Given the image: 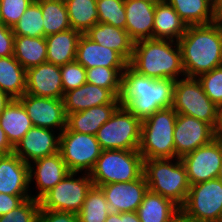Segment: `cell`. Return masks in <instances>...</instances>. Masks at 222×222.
I'll use <instances>...</instances> for the list:
<instances>
[{"mask_svg":"<svg viewBox=\"0 0 222 222\" xmlns=\"http://www.w3.org/2000/svg\"><path fill=\"white\" fill-rule=\"evenodd\" d=\"M175 80L153 79L130 66L122 73L120 105L141 121L160 109L172 107Z\"/></svg>","mask_w":222,"mask_h":222,"instance_id":"cell-1","label":"cell"},{"mask_svg":"<svg viewBox=\"0 0 222 222\" xmlns=\"http://www.w3.org/2000/svg\"><path fill=\"white\" fill-rule=\"evenodd\" d=\"M178 44L185 77L197 78L222 66V22L188 26Z\"/></svg>","mask_w":222,"mask_h":222,"instance_id":"cell-2","label":"cell"},{"mask_svg":"<svg viewBox=\"0 0 222 222\" xmlns=\"http://www.w3.org/2000/svg\"><path fill=\"white\" fill-rule=\"evenodd\" d=\"M129 66L138 74L153 79L176 81L180 75L185 77L179 44L168 39L152 38L135 42Z\"/></svg>","mask_w":222,"mask_h":222,"instance_id":"cell-3","label":"cell"},{"mask_svg":"<svg viewBox=\"0 0 222 222\" xmlns=\"http://www.w3.org/2000/svg\"><path fill=\"white\" fill-rule=\"evenodd\" d=\"M143 175L150 191L171 200L179 208L183 206L191 185L180 158L144 160Z\"/></svg>","mask_w":222,"mask_h":222,"instance_id":"cell-4","label":"cell"},{"mask_svg":"<svg viewBox=\"0 0 222 222\" xmlns=\"http://www.w3.org/2000/svg\"><path fill=\"white\" fill-rule=\"evenodd\" d=\"M177 113L172 107L160 109L141 124L138 151L144 158H175L173 132Z\"/></svg>","mask_w":222,"mask_h":222,"instance_id":"cell-5","label":"cell"},{"mask_svg":"<svg viewBox=\"0 0 222 222\" xmlns=\"http://www.w3.org/2000/svg\"><path fill=\"white\" fill-rule=\"evenodd\" d=\"M144 158L138 150H103L89 173L95 186L131 182L143 176Z\"/></svg>","mask_w":222,"mask_h":222,"instance_id":"cell-6","label":"cell"},{"mask_svg":"<svg viewBox=\"0 0 222 222\" xmlns=\"http://www.w3.org/2000/svg\"><path fill=\"white\" fill-rule=\"evenodd\" d=\"M172 108L177 114L197 118L217 128L219 107L205 94L197 78L183 77L175 81Z\"/></svg>","mask_w":222,"mask_h":222,"instance_id":"cell-7","label":"cell"},{"mask_svg":"<svg viewBox=\"0 0 222 222\" xmlns=\"http://www.w3.org/2000/svg\"><path fill=\"white\" fill-rule=\"evenodd\" d=\"M141 124L139 118L120 105L95 136L103 150H138Z\"/></svg>","mask_w":222,"mask_h":222,"instance_id":"cell-8","label":"cell"},{"mask_svg":"<svg viewBox=\"0 0 222 222\" xmlns=\"http://www.w3.org/2000/svg\"><path fill=\"white\" fill-rule=\"evenodd\" d=\"M180 211L192 222H222V182L220 179L191 185Z\"/></svg>","mask_w":222,"mask_h":222,"instance_id":"cell-9","label":"cell"},{"mask_svg":"<svg viewBox=\"0 0 222 222\" xmlns=\"http://www.w3.org/2000/svg\"><path fill=\"white\" fill-rule=\"evenodd\" d=\"M82 175L77 177V172H69L39 200L40 209L78 214L88 191L94 185L89 173H82Z\"/></svg>","mask_w":222,"mask_h":222,"instance_id":"cell-10","label":"cell"},{"mask_svg":"<svg viewBox=\"0 0 222 222\" xmlns=\"http://www.w3.org/2000/svg\"><path fill=\"white\" fill-rule=\"evenodd\" d=\"M103 149L95 135L65 128L60 133L59 153L70 172L90 173Z\"/></svg>","mask_w":222,"mask_h":222,"instance_id":"cell-11","label":"cell"},{"mask_svg":"<svg viewBox=\"0 0 222 222\" xmlns=\"http://www.w3.org/2000/svg\"><path fill=\"white\" fill-rule=\"evenodd\" d=\"M180 159L185 166L190 185L216 179L222 164V141L215 138Z\"/></svg>","mask_w":222,"mask_h":222,"instance_id":"cell-12","label":"cell"},{"mask_svg":"<svg viewBox=\"0 0 222 222\" xmlns=\"http://www.w3.org/2000/svg\"><path fill=\"white\" fill-rule=\"evenodd\" d=\"M173 138L175 158H181L215 139L216 130L197 118L177 114Z\"/></svg>","mask_w":222,"mask_h":222,"instance_id":"cell-13","label":"cell"},{"mask_svg":"<svg viewBox=\"0 0 222 222\" xmlns=\"http://www.w3.org/2000/svg\"><path fill=\"white\" fill-rule=\"evenodd\" d=\"M25 108L32 125L42 128L56 129L61 133L66 128L67 115L65 114L63 99L38 97L23 94L18 99Z\"/></svg>","mask_w":222,"mask_h":222,"instance_id":"cell-14","label":"cell"},{"mask_svg":"<svg viewBox=\"0 0 222 222\" xmlns=\"http://www.w3.org/2000/svg\"><path fill=\"white\" fill-rule=\"evenodd\" d=\"M49 128L33 126L14 147V153L25 163L59 152L60 133Z\"/></svg>","mask_w":222,"mask_h":222,"instance_id":"cell-15","label":"cell"},{"mask_svg":"<svg viewBox=\"0 0 222 222\" xmlns=\"http://www.w3.org/2000/svg\"><path fill=\"white\" fill-rule=\"evenodd\" d=\"M111 212H136L141 205L148 185L143 175L131 182H117L99 186Z\"/></svg>","mask_w":222,"mask_h":222,"instance_id":"cell-16","label":"cell"},{"mask_svg":"<svg viewBox=\"0 0 222 222\" xmlns=\"http://www.w3.org/2000/svg\"><path fill=\"white\" fill-rule=\"evenodd\" d=\"M25 93L38 97L63 99L60 66L46 62L28 68Z\"/></svg>","mask_w":222,"mask_h":222,"instance_id":"cell-17","label":"cell"},{"mask_svg":"<svg viewBox=\"0 0 222 222\" xmlns=\"http://www.w3.org/2000/svg\"><path fill=\"white\" fill-rule=\"evenodd\" d=\"M31 163L29 164L30 184L35 179L38 189L37 195H31V198L36 200H40L70 172L59 152Z\"/></svg>","mask_w":222,"mask_h":222,"instance_id":"cell-18","label":"cell"},{"mask_svg":"<svg viewBox=\"0 0 222 222\" xmlns=\"http://www.w3.org/2000/svg\"><path fill=\"white\" fill-rule=\"evenodd\" d=\"M76 61L85 69L93 67L127 68L129 62L117 51L104 47L82 34L76 52Z\"/></svg>","mask_w":222,"mask_h":222,"instance_id":"cell-19","label":"cell"},{"mask_svg":"<svg viewBox=\"0 0 222 222\" xmlns=\"http://www.w3.org/2000/svg\"><path fill=\"white\" fill-rule=\"evenodd\" d=\"M29 187V164L14 152L5 154L0 160V193L31 195Z\"/></svg>","mask_w":222,"mask_h":222,"instance_id":"cell-20","label":"cell"},{"mask_svg":"<svg viewBox=\"0 0 222 222\" xmlns=\"http://www.w3.org/2000/svg\"><path fill=\"white\" fill-rule=\"evenodd\" d=\"M63 103L67 115L104 104H120V99L109 89L86 82L76 89L65 92Z\"/></svg>","mask_w":222,"mask_h":222,"instance_id":"cell-21","label":"cell"},{"mask_svg":"<svg viewBox=\"0 0 222 222\" xmlns=\"http://www.w3.org/2000/svg\"><path fill=\"white\" fill-rule=\"evenodd\" d=\"M126 31L134 41L153 38L155 5L143 0H124Z\"/></svg>","mask_w":222,"mask_h":222,"instance_id":"cell-22","label":"cell"},{"mask_svg":"<svg viewBox=\"0 0 222 222\" xmlns=\"http://www.w3.org/2000/svg\"><path fill=\"white\" fill-rule=\"evenodd\" d=\"M85 35L92 41L117 51L128 62L131 61L135 42L130 38L125 29L106 23H97Z\"/></svg>","mask_w":222,"mask_h":222,"instance_id":"cell-23","label":"cell"},{"mask_svg":"<svg viewBox=\"0 0 222 222\" xmlns=\"http://www.w3.org/2000/svg\"><path fill=\"white\" fill-rule=\"evenodd\" d=\"M119 106L120 104H104L67 114L66 128L78 133L96 135L99 128L111 118Z\"/></svg>","mask_w":222,"mask_h":222,"instance_id":"cell-24","label":"cell"},{"mask_svg":"<svg viewBox=\"0 0 222 222\" xmlns=\"http://www.w3.org/2000/svg\"><path fill=\"white\" fill-rule=\"evenodd\" d=\"M82 33L69 29L45 37L47 43V62L63 66L76 60V52Z\"/></svg>","mask_w":222,"mask_h":222,"instance_id":"cell-25","label":"cell"},{"mask_svg":"<svg viewBox=\"0 0 222 222\" xmlns=\"http://www.w3.org/2000/svg\"><path fill=\"white\" fill-rule=\"evenodd\" d=\"M0 127L13 147L33 127L25 108L18 99H12L0 114Z\"/></svg>","mask_w":222,"mask_h":222,"instance_id":"cell-26","label":"cell"},{"mask_svg":"<svg viewBox=\"0 0 222 222\" xmlns=\"http://www.w3.org/2000/svg\"><path fill=\"white\" fill-rule=\"evenodd\" d=\"M187 25L167 2L155 5L153 39L179 41Z\"/></svg>","mask_w":222,"mask_h":222,"instance_id":"cell-27","label":"cell"},{"mask_svg":"<svg viewBox=\"0 0 222 222\" xmlns=\"http://www.w3.org/2000/svg\"><path fill=\"white\" fill-rule=\"evenodd\" d=\"M187 26L210 24L215 21V0H166Z\"/></svg>","mask_w":222,"mask_h":222,"instance_id":"cell-28","label":"cell"},{"mask_svg":"<svg viewBox=\"0 0 222 222\" xmlns=\"http://www.w3.org/2000/svg\"><path fill=\"white\" fill-rule=\"evenodd\" d=\"M136 212L141 222H169L180 212V208L171 200L148 189Z\"/></svg>","mask_w":222,"mask_h":222,"instance_id":"cell-29","label":"cell"},{"mask_svg":"<svg viewBox=\"0 0 222 222\" xmlns=\"http://www.w3.org/2000/svg\"><path fill=\"white\" fill-rule=\"evenodd\" d=\"M0 90L12 99L26 91V69L14 56L0 57Z\"/></svg>","mask_w":222,"mask_h":222,"instance_id":"cell-30","label":"cell"},{"mask_svg":"<svg viewBox=\"0 0 222 222\" xmlns=\"http://www.w3.org/2000/svg\"><path fill=\"white\" fill-rule=\"evenodd\" d=\"M13 56L24 69L47 62L45 37L15 36Z\"/></svg>","mask_w":222,"mask_h":222,"instance_id":"cell-31","label":"cell"},{"mask_svg":"<svg viewBox=\"0 0 222 222\" xmlns=\"http://www.w3.org/2000/svg\"><path fill=\"white\" fill-rule=\"evenodd\" d=\"M43 15L44 37L71 29L64 0H36Z\"/></svg>","mask_w":222,"mask_h":222,"instance_id":"cell-32","label":"cell"},{"mask_svg":"<svg viewBox=\"0 0 222 222\" xmlns=\"http://www.w3.org/2000/svg\"><path fill=\"white\" fill-rule=\"evenodd\" d=\"M71 28L85 34L98 23L97 0H64Z\"/></svg>","mask_w":222,"mask_h":222,"instance_id":"cell-33","label":"cell"},{"mask_svg":"<svg viewBox=\"0 0 222 222\" xmlns=\"http://www.w3.org/2000/svg\"><path fill=\"white\" fill-rule=\"evenodd\" d=\"M110 212L109 204L102 189L93 185L77 215L79 222H105Z\"/></svg>","mask_w":222,"mask_h":222,"instance_id":"cell-34","label":"cell"},{"mask_svg":"<svg viewBox=\"0 0 222 222\" xmlns=\"http://www.w3.org/2000/svg\"><path fill=\"white\" fill-rule=\"evenodd\" d=\"M14 36L44 37L42 9L36 0L12 27Z\"/></svg>","mask_w":222,"mask_h":222,"instance_id":"cell-35","label":"cell"},{"mask_svg":"<svg viewBox=\"0 0 222 222\" xmlns=\"http://www.w3.org/2000/svg\"><path fill=\"white\" fill-rule=\"evenodd\" d=\"M126 68L93 67L86 69V82L109 89L117 98L121 94L122 73Z\"/></svg>","mask_w":222,"mask_h":222,"instance_id":"cell-36","label":"cell"},{"mask_svg":"<svg viewBox=\"0 0 222 222\" xmlns=\"http://www.w3.org/2000/svg\"><path fill=\"white\" fill-rule=\"evenodd\" d=\"M98 23L126 29L124 0H97Z\"/></svg>","mask_w":222,"mask_h":222,"instance_id":"cell-37","label":"cell"},{"mask_svg":"<svg viewBox=\"0 0 222 222\" xmlns=\"http://www.w3.org/2000/svg\"><path fill=\"white\" fill-rule=\"evenodd\" d=\"M40 201L28 198L20 206L0 216V222H38Z\"/></svg>","mask_w":222,"mask_h":222,"instance_id":"cell-38","label":"cell"},{"mask_svg":"<svg viewBox=\"0 0 222 222\" xmlns=\"http://www.w3.org/2000/svg\"><path fill=\"white\" fill-rule=\"evenodd\" d=\"M205 94L218 107H222V66L197 77Z\"/></svg>","mask_w":222,"mask_h":222,"instance_id":"cell-39","label":"cell"},{"mask_svg":"<svg viewBox=\"0 0 222 222\" xmlns=\"http://www.w3.org/2000/svg\"><path fill=\"white\" fill-rule=\"evenodd\" d=\"M33 0H0V22L13 27Z\"/></svg>","mask_w":222,"mask_h":222,"instance_id":"cell-40","label":"cell"},{"mask_svg":"<svg viewBox=\"0 0 222 222\" xmlns=\"http://www.w3.org/2000/svg\"><path fill=\"white\" fill-rule=\"evenodd\" d=\"M60 72L64 93L86 83V69L76 60L60 66Z\"/></svg>","mask_w":222,"mask_h":222,"instance_id":"cell-41","label":"cell"},{"mask_svg":"<svg viewBox=\"0 0 222 222\" xmlns=\"http://www.w3.org/2000/svg\"><path fill=\"white\" fill-rule=\"evenodd\" d=\"M38 222H79L78 215L73 212L40 209Z\"/></svg>","mask_w":222,"mask_h":222,"instance_id":"cell-42","label":"cell"},{"mask_svg":"<svg viewBox=\"0 0 222 222\" xmlns=\"http://www.w3.org/2000/svg\"><path fill=\"white\" fill-rule=\"evenodd\" d=\"M14 39L12 28L0 22V57L13 56Z\"/></svg>","mask_w":222,"mask_h":222,"instance_id":"cell-43","label":"cell"},{"mask_svg":"<svg viewBox=\"0 0 222 222\" xmlns=\"http://www.w3.org/2000/svg\"><path fill=\"white\" fill-rule=\"evenodd\" d=\"M31 195H9L0 193V216L20 206Z\"/></svg>","mask_w":222,"mask_h":222,"instance_id":"cell-44","label":"cell"},{"mask_svg":"<svg viewBox=\"0 0 222 222\" xmlns=\"http://www.w3.org/2000/svg\"><path fill=\"white\" fill-rule=\"evenodd\" d=\"M0 151H3L5 154H9L14 151V147L8 141L6 133L1 127H0Z\"/></svg>","mask_w":222,"mask_h":222,"instance_id":"cell-45","label":"cell"},{"mask_svg":"<svg viewBox=\"0 0 222 222\" xmlns=\"http://www.w3.org/2000/svg\"><path fill=\"white\" fill-rule=\"evenodd\" d=\"M121 219H124V222H141L137 212H123Z\"/></svg>","mask_w":222,"mask_h":222,"instance_id":"cell-46","label":"cell"},{"mask_svg":"<svg viewBox=\"0 0 222 222\" xmlns=\"http://www.w3.org/2000/svg\"><path fill=\"white\" fill-rule=\"evenodd\" d=\"M12 100L6 93L0 90V114L4 111L5 107Z\"/></svg>","mask_w":222,"mask_h":222,"instance_id":"cell-47","label":"cell"},{"mask_svg":"<svg viewBox=\"0 0 222 222\" xmlns=\"http://www.w3.org/2000/svg\"><path fill=\"white\" fill-rule=\"evenodd\" d=\"M216 138L222 141V107H219V121L216 128Z\"/></svg>","mask_w":222,"mask_h":222,"instance_id":"cell-48","label":"cell"},{"mask_svg":"<svg viewBox=\"0 0 222 222\" xmlns=\"http://www.w3.org/2000/svg\"><path fill=\"white\" fill-rule=\"evenodd\" d=\"M105 222H124V219H121V213L110 212Z\"/></svg>","mask_w":222,"mask_h":222,"instance_id":"cell-49","label":"cell"},{"mask_svg":"<svg viewBox=\"0 0 222 222\" xmlns=\"http://www.w3.org/2000/svg\"><path fill=\"white\" fill-rule=\"evenodd\" d=\"M215 15L217 21L222 22V0H215Z\"/></svg>","mask_w":222,"mask_h":222,"instance_id":"cell-50","label":"cell"},{"mask_svg":"<svg viewBox=\"0 0 222 222\" xmlns=\"http://www.w3.org/2000/svg\"><path fill=\"white\" fill-rule=\"evenodd\" d=\"M169 222H192L181 211L174 216Z\"/></svg>","mask_w":222,"mask_h":222,"instance_id":"cell-51","label":"cell"},{"mask_svg":"<svg viewBox=\"0 0 222 222\" xmlns=\"http://www.w3.org/2000/svg\"><path fill=\"white\" fill-rule=\"evenodd\" d=\"M143 1L150 2V3L154 4V5L166 2V0H143Z\"/></svg>","mask_w":222,"mask_h":222,"instance_id":"cell-52","label":"cell"},{"mask_svg":"<svg viewBox=\"0 0 222 222\" xmlns=\"http://www.w3.org/2000/svg\"><path fill=\"white\" fill-rule=\"evenodd\" d=\"M218 179H220V181L222 182V164H221V167H220Z\"/></svg>","mask_w":222,"mask_h":222,"instance_id":"cell-53","label":"cell"},{"mask_svg":"<svg viewBox=\"0 0 222 222\" xmlns=\"http://www.w3.org/2000/svg\"><path fill=\"white\" fill-rule=\"evenodd\" d=\"M4 155L5 153L3 151H0V160L3 158Z\"/></svg>","mask_w":222,"mask_h":222,"instance_id":"cell-54","label":"cell"}]
</instances>
